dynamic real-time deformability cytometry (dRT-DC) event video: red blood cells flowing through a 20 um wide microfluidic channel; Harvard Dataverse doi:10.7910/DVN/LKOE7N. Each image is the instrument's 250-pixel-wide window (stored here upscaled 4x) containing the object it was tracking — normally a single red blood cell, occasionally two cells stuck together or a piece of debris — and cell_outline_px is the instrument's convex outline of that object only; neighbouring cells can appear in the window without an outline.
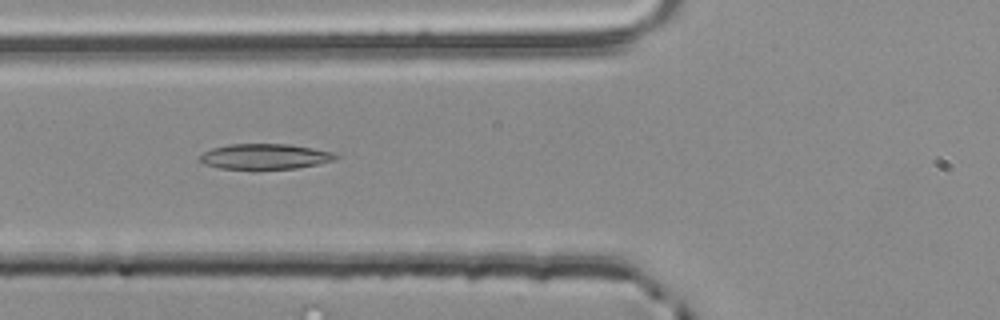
{"species": "common noctule bat (a hibernating species)", "species_latin": "Nyctalus noctula", "temperature_condition": "room temperature", "stored_images_in_passage": 37, "camera_frame_rate_fps": 3000, "um_per_image_px": 0.085, "animal": {"sex": "male", "body_mass_g": 20.4}, "frame": {"image": 1, "passage_image": 4, "time_ms": 1.0, "image_size_px": [1000, 320], "cell_outline_px": [[340, 156], [336, 160], [296, 168], [220, 168], [204, 164], [200, 160], [200, 156], [204, 152], [212, 148], [228, 144], [288, 144], [312, 148], [332, 152]], "centroid_in_image_um": [22.53, 13.29], "position_along_channel_um": 103.3, "area_um2": 19.77}}
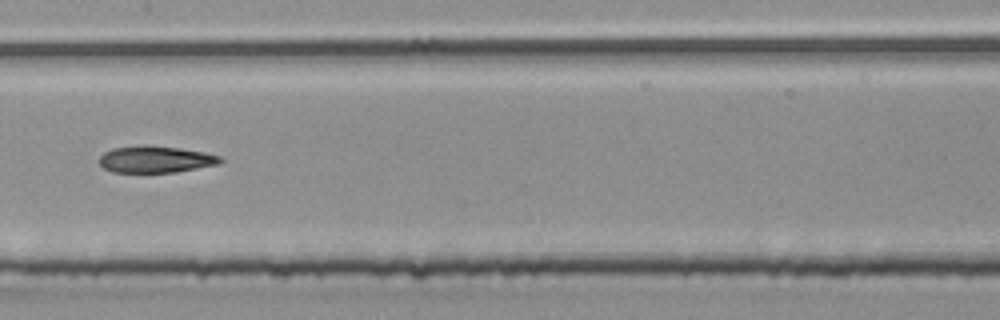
{"frame": {"image": 2, "passage_image": 11, "time_ms": 3.333, "image_size_px": [1000, 320], "cell_outline_px": [[224, 160], [216, 164], [176, 172], [112, 172], [104, 168], [100, 164], [100, 156], [104, 152], [112, 148], [144, 144], [180, 148], [204, 152], [220, 156]], "centroid_in_image_um": [13.19, 13.53], "position_along_channel_um": 194.2, "area_um2": 18.84}}
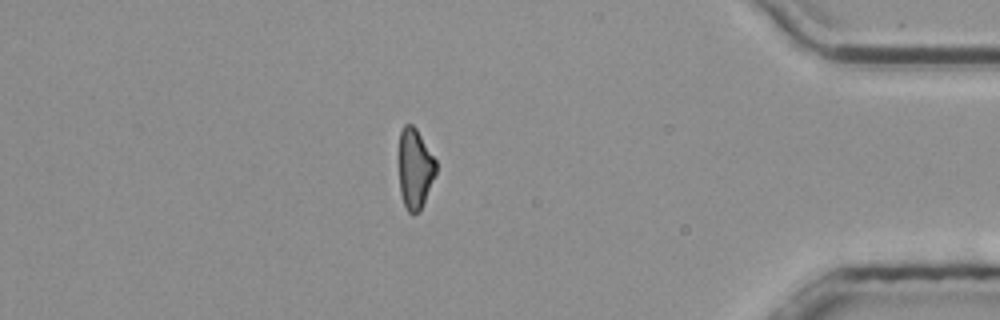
{"frame": {"image": 3, "passage_image": 30, "time_ms": 9.667, "image_size_px": [1000, 320], "cell_outline_px": [[436, 172], [420, 212], [412, 216], [408, 212], [404, 204], [400, 192], [400, 132], [404, 124], [412, 124], [416, 128], [436, 160]], "centroid_in_image_um": [35.28, 14.36], "position_along_channel_um": 399.9, "area_um2": 17.17}, "authors_computed_cell_mechanics": {"area_um2": 19.1896, "velocity_mm_per_s": 3.8737, "shape_relaxation_time_tau1_ms": 9.378, "shape_relaxation_time_tau2_ms": 5.4519, "deformation_change_tau1": 0.2126, "deformation_change_tau2": 0.1572}}